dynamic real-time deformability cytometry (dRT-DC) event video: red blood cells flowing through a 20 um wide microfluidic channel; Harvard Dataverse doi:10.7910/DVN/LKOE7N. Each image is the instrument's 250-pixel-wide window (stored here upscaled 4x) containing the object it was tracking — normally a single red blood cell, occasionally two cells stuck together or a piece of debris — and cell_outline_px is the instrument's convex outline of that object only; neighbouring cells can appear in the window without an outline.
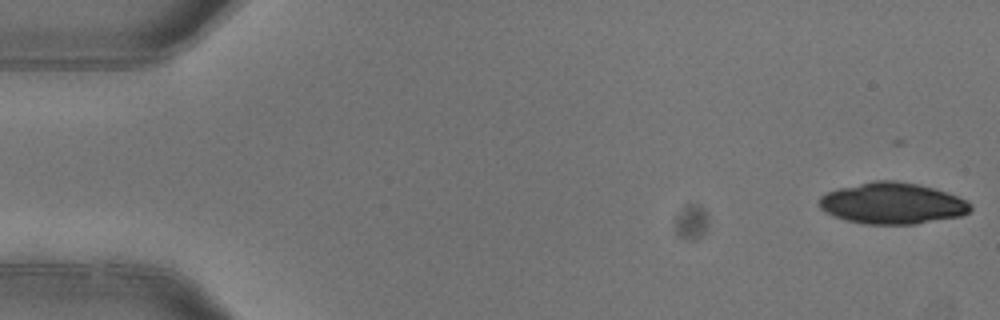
{"species": "common noctule bat (a hibernating species)", "species_latin": "Nyctalus noctula", "temperature_condition": "warm", "stored_images_in_passage": 4, "camera_frame_rate_fps": 3000, "um_per_image_px": 0.085, "animal": {"sex": "female"}, "frame": {"image": 1, "passage_image": 1, "time_ms": 0.0, "image_size_px": [1000, 320], "cell_outline_px": [[972, 208], [968, 212], [960, 216], [916, 224], [864, 224], [848, 220], [824, 212], [820, 208], [820, 196], [828, 192], [840, 188], [872, 180], [896, 180], [916, 184], [932, 188], [956, 196], [972, 204]], "centroid_in_image_um": [75.84, 17.28], "position_along_channel_um": 9.2, "area_um2": 36.07}}